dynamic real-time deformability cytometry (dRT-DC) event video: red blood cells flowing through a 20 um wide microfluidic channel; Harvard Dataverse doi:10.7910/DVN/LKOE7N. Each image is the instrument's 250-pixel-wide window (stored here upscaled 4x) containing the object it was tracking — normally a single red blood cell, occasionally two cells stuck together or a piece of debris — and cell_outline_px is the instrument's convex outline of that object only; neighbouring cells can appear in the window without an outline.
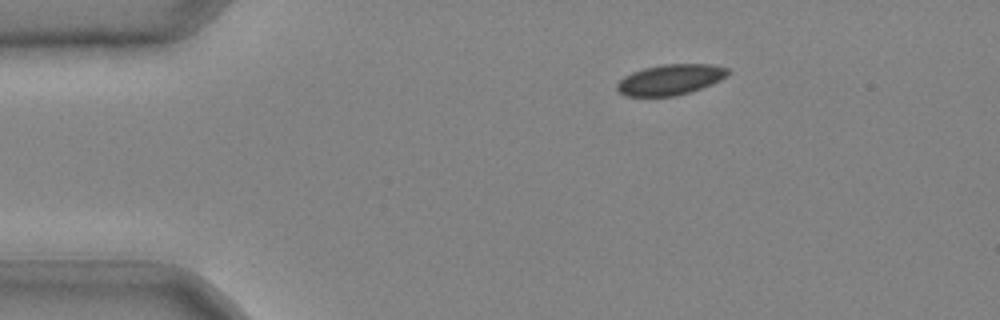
{"species": "common noctule bat (a hibernating species)", "species_latin": "Nyctalus noctula", "temperature_condition": "cold", "stored_images_in_passage": 32, "camera_frame_rate_fps": 3000, "um_per_image_px": 0.085, "animal": {"sex": "male", "body_mass_g": 20.4}, "frame": {"image": 1, "passage_image": 1, "time_ms": 0.0, "image_size_px": [1000, 320], "cell_outline_px": [[732, 72], [728, 76], [712, 84], [676, 96], [624, 96], [616, 88], [616, 84], [624, 76], [632, 72], [644, 68], [664, 64], [712, 64], [728, 68]], "centroid_in_image_um": [57.0, 6.76], "position_along_channel_um": 28.0, "area_um2": 19.83}}
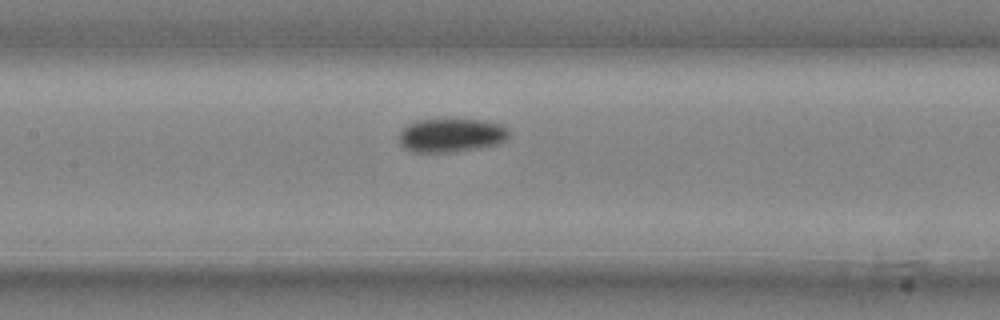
{"frame": {"image": 2, "passage_image": 14, "time_ms": 4.333, "image_size_px": [1000, 320], "cell_outline_px": [[508, 140], [500, 144], [480, 148], [448, 152], [412, 152], [404, 148], [400, 144], [400, 132], [408, 124], [416, 120], [444, 116], [448, 116], [480, 120], [500, 124], [508, 128]], "centroid_in_image_um": [38.36, 11.45], "position_along_channel_um": 169.0, "area_um2": 22.54}}
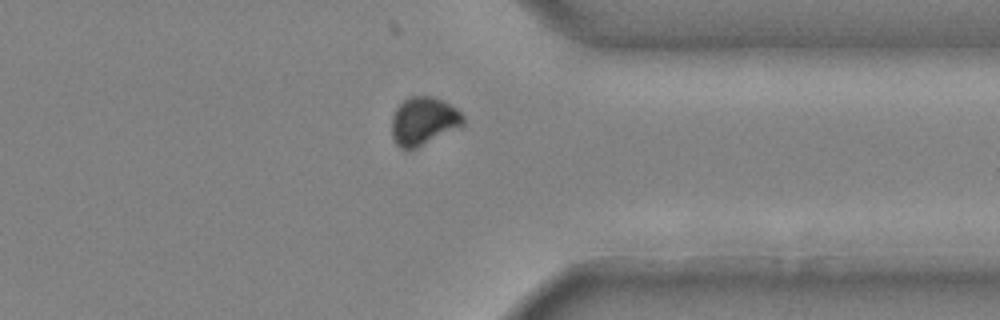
{"frame": {"image": 3, "passage_image": 28, "time_ms": 9.0, "image_size_px": [1000, 320], "cell_outline_px": [[464, 124], [460, 128], [416, 148], [400, 148], [396, 144], [392, 136], [392, 116], [396, 108], [404, 100], [412, 96], [432, 96], [444, 100], [456, 108], [464, 116]], "centroid_in_image_um": [36.03, 10.28], "position_along_channel_um": 375.4, "area_um2": 20.11}}